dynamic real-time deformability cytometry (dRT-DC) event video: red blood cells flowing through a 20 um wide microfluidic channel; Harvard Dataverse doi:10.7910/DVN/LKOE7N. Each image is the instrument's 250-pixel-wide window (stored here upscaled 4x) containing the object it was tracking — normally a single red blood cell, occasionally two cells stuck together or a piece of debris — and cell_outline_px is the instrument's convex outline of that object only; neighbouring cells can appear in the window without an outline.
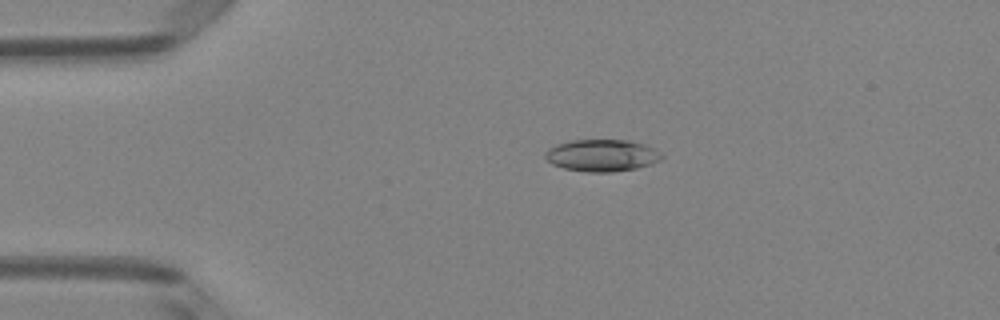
{"species": "Egyptian fruit bat (a non-hibernating species)", "species_latin": "Rousettus aegyptiacus", "temperature_condition": "room temperature", "stored_images_in_passage": 3, "camera_frame_rate_fps": 3000, "um_per_image_px": 0.085, "animal": {"sex": "female"}, "frame": {"image": 1, "passage_image": 2, "time_ms": 0.333, "image_size_px": [1000, 320], "cell_outline_px": [[664, 156], [660, 160], [652, 164], [636, 168], [612, 172], [588, 172], [564, 168], [552, 164], [544, 156], [544, 152], [548, 148], [556, 144], [572, 140], [628, 140], [644, 144], [656, 148]], "centroid_in_image_um": [51.17, 13.2], "position_along_channel_um": 33.8, "area_um2": 21.85}}